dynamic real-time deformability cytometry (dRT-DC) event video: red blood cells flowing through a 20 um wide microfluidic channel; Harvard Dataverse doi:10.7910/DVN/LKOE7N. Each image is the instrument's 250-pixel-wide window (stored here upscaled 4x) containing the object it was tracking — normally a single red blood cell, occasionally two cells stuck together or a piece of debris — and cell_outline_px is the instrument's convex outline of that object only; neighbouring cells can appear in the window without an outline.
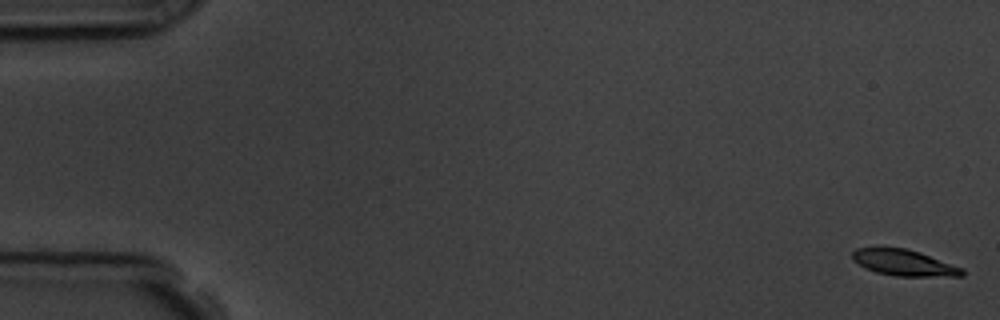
{"species": "common noctule bat (a hibernating species)", "species_latin": "Nyctalus noctula", "temperature_condition": "room temperature", "stored_images_in_passage": 58, "camera_frame_rate_fps": 3000, "um_per_image_px": 0.085, "animal": {"sex": "male", "body_mass_g": 19.5, "forearm_length_mm": 54.6}, "frame": {"image": 1, "passage_image": 1, "time_ms": 0.0, "image_size_px": [1000, 320], "cell_outline_px": [[964, 276], [896, 276], [876, 272], [864, 268], [852, 260], [852, 252], [856, 248], [908, 248], [920, 252], [964, 268]], "centroid_in_image_um": [76.84, 22.33], "position_along_channel_um": 8.2, "area_um2": 16.76}}
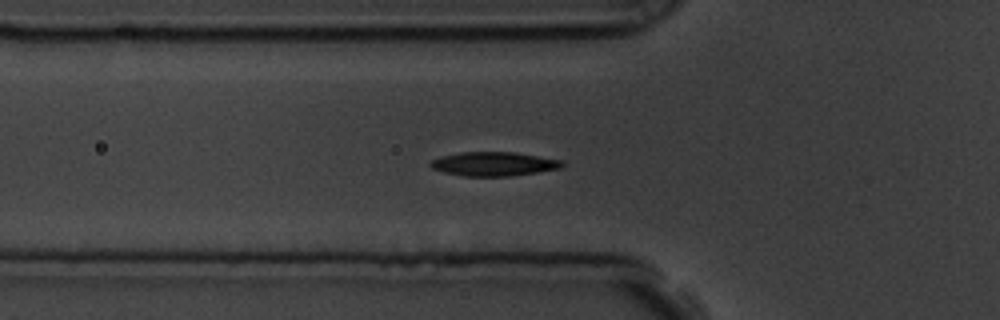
{"frame": {"image": 2, "passage_image": 20, "time_ms": 6.333, "image_size_px": [1000, 320], "cell_outline_px": [[564, 164], [560, 168], [536, 172], [508, 176], [464, 176], [444, 172], [432, 168], [428, 164], [432, 160], [444, 156], [460, 152], [516, 152], [564, 160]], "centroid_in_image_um": [41.99, 13.92], "position_along_channel_um": 83.8, "area_um2": 18.32}}
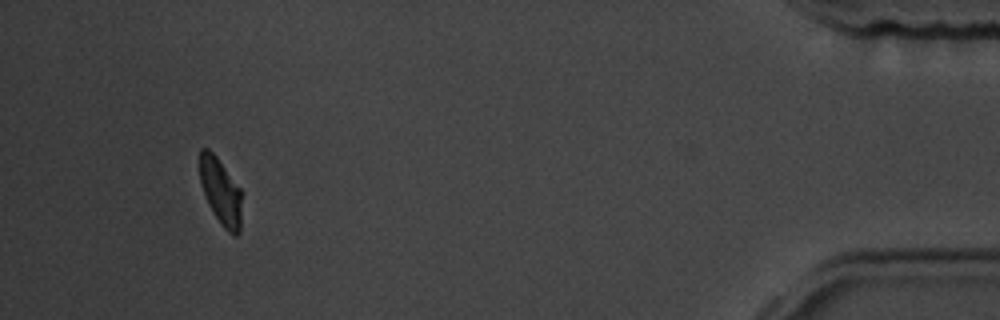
{"frame": {"image": 3, "passage_image": 54, "time_ms": 17.667, "image_size_px": [1000, 320], "cell_outline_px": [[240, 232], [236, 236], [232, 236], [224, 228], [208, 204], [200, 184], [200, 148], [208, 148], [216, 156], [240, 188]], "centroid_in_image_um": [18.74, 16.28], "position_along_channel_um": 416.5, "area_um2": 16.01}, "authors_computed_cell_mechanics": {"area_um2": 17.8313, "velocity_mm_per_s": 3.5459, "shape_relaxation_time_tau1_ms": 2.96, "shape_relaxation_time_tau2_ms": 8.1144, "deformation_change_tau1": 0.1211, "deformation_change_tau2": 0.0957}}